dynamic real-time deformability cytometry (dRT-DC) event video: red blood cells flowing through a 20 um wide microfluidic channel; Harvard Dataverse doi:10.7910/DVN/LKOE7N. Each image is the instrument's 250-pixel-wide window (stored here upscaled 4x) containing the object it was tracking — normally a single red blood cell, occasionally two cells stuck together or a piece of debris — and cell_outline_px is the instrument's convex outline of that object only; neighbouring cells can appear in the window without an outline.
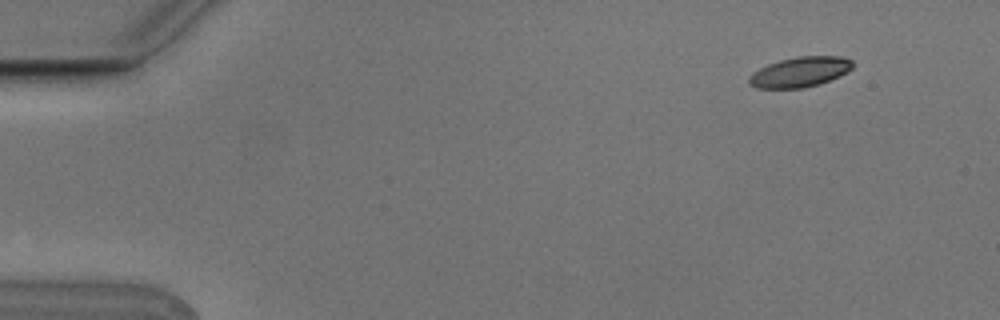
{"species": "Egyptian fruit bat (a non-hibernating species)", "species_latin": "Rousettus aegyptiacus", "temperature_condition": "cold", "stored_images_in_passage": 6, "camera_frame_rate_fps": 3000, "um_per_image_px": 0.085, "animal": {"sex": "male"}, "frame": {"image": 1, "passage_image": 2, "time_ms": 0.333, "image_size_px": [1000, 320], "cell_outline_px": [[852, 68], [848, 72], [840, 76], [820, 84], [804, 88], [756, 88], [748, 84], [748, 76], [752, 72], [768, 64], [780, 60], [796, 56], [840, 56], [852, 60]], "centroid_in_image_um": [67.98, 6.12], "position_along_channel_um": 17.0, "area_um2": 18.38}}
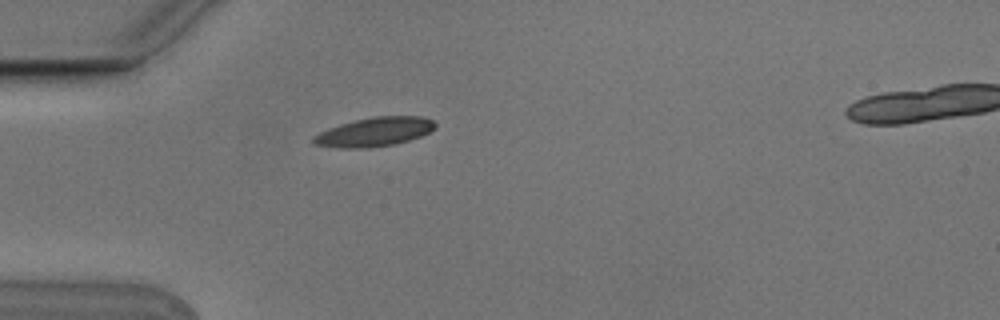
{"frame": {"image": 2, "passage_image": 5, "time_ms": 1.333, "image_size_px": [1000, 320], "cell_outline_px": [[436, 128], [420, 136], [408, 140], [392, 144], [368, 148], [340, 148], [312, 144], [312, 136], [328, 128], [340, 124], [372, 116], [424, 116], [432, 120], [436, 124]], "centroid_in_image_um": [31.81, 11.2], "position_along_channel_um": 53.2, "area_um2": 20.58}}